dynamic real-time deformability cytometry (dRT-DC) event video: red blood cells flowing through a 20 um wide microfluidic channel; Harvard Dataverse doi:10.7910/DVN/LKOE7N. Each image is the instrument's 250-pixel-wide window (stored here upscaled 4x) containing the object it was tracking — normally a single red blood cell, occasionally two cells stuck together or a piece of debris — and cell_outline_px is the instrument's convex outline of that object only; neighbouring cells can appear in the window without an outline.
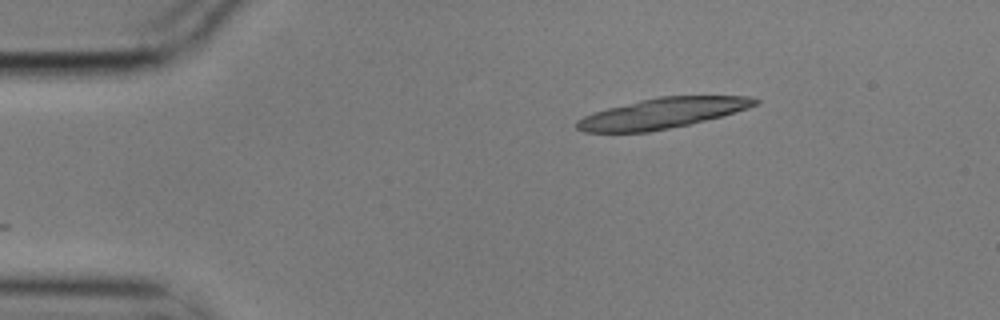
{"species": "common noctule bat (a hibernating species)", "species_latin": "Nyctalus noctula", "temperature_condition": "cold", "stored_images_in_passage": 10, "camera_frame_rate_fps": 3000, "um_per_image_px": 0.085, "animal": {"sex": "male", "body_mass_g": 17.9}, "frame": {"image": 1, "passage_image": 1, "time_ms": 0.0, "image_size_px": [1000, 320], "cell_outline_px": [[760, 104], [748, 108], [720, 116], [688, 124], [648, 132], [584, 132], [576, 128], [576, 120], [592, 112], [640, 100], [660, 96], [748, 96], [760, 100]], "centroid_in_image_um": [56.28, 9.62], "position_along_channel_um": 28.7, "area_um2": 31.27}}